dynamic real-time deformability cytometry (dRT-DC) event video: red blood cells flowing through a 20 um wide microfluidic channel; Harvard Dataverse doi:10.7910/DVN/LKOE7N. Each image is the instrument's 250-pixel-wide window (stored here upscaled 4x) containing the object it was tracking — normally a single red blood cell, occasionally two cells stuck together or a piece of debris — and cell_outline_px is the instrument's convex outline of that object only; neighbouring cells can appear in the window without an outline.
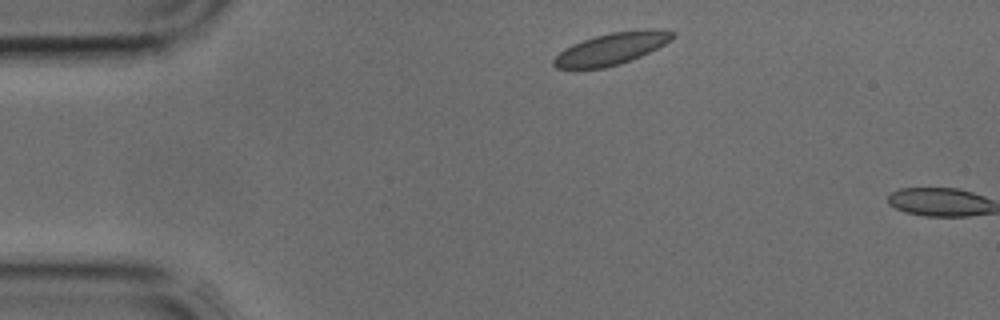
{"species": "common noctule bat (a hibernating species)", "species_latin": "Nyctalus noctula", "temperature_condition": "cold", "stored_images_in_passage": 2, "camera_frame_rate_fps": 3000, "um_per_image_px": 0.085, "animal": {"sex": "male", "body_mass_g": 17.9, "forearm_length_mm": 54.2}, "frame": {"image": 1, "passage_image": 1, "time_ms": 0.0, "image_size_px": [1000, 320], "cell_outline_px": [[676, 36], [664, 44], [640, 56], [620, 64], [604, 68], [556, 68], [552, 64], [552, 60], [564, 48], [572, 44], [596, 36], [612, 32], [644, 28], [656, 28], [676, 32]], "centroid_in_image_um": [52.0, 4.12], "position_along_channel_um": 33.0, "area_um2": 22.02}}